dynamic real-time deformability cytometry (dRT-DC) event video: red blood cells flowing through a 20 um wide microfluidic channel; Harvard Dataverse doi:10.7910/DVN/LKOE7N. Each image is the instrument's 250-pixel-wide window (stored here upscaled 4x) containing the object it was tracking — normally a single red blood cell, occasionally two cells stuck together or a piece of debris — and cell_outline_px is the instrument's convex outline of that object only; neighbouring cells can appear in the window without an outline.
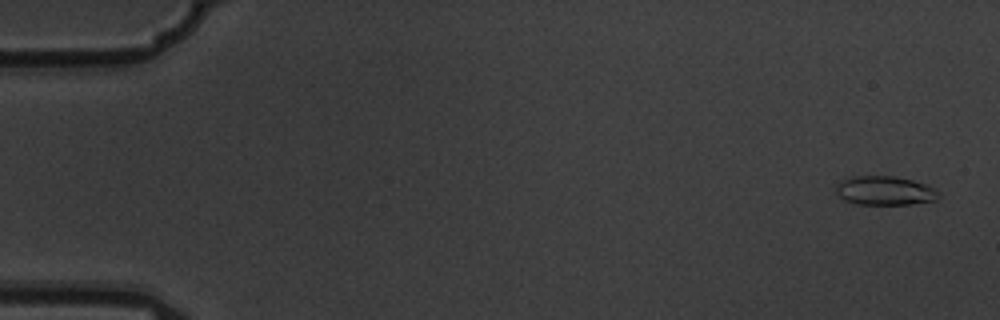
{"species": "common noctule bat (a hibernating species)", "species_latin": "Nyctalus noctula", "temperature_condition": "warm", "stored_images_in_passage": 9, "camera_frame_rate_fps": 3000, "um_per_image_px": 0.085, "animal": {"sex": "male", "body_mass_g": 19.5, "forearm_length_mm": 54.6}, "frame": {"image": 1, "passage_image": 1, "time_ms": 0.0, "image_size_px": [1000, 320], "cell_outline_px": [[940, 196], [936, 200], [908, 204], [856, 204], [844, 200], [836, 192], [836, 184], [852, 176], [892, 176], [912, 180], [928, 184], [936, 188], [940, 192]], "centroid_in_image_um": [75.25, 16.2], "position_along_channel_um": 9.7, "area_um2": 17.4}}
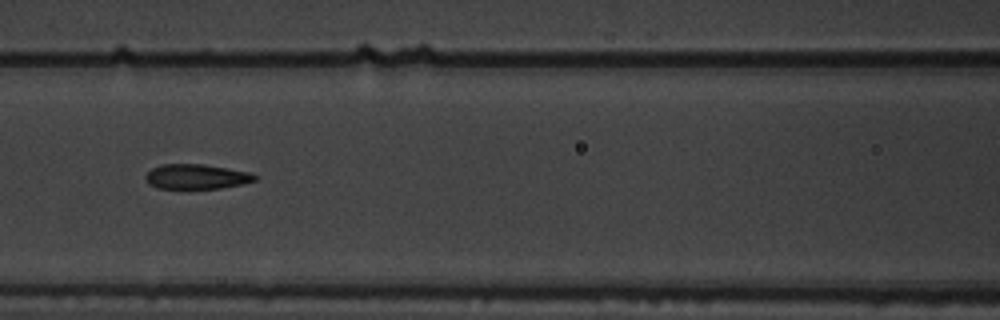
{"frame": {"image": 2, "passage_image": 7, "time_ms": 2.0, "image_size_px": [1000, 320], "cell_outline_px": [[256, 180], [244, 184], [220, 188], [156, 188], [148, 184], [144, 176], [152, 168], [160, 164], [200, 164], [228, 168], [252, 172], [256, 176]], "centroid_in_image_um": [16.69, 15.01], "position_along_channel_um": 149.9, "area_um2": 15.9}}
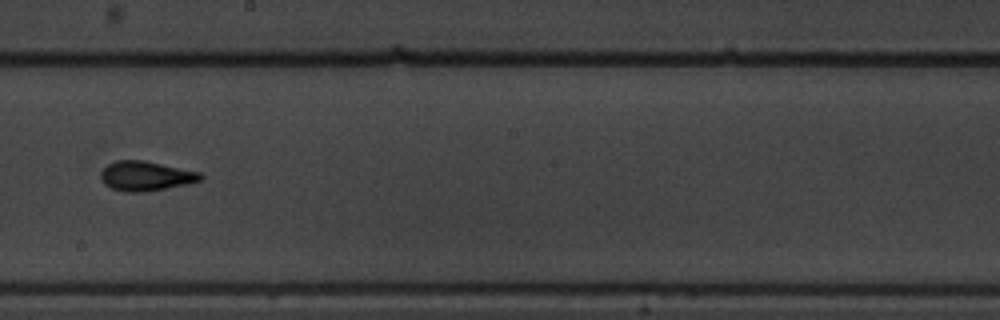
{"frame": {"image": 3, "passage_image": 9, "time_ms": 2.667, "image_size_px": [1000, 320], "cell_outline_px": [[204, 176], [200, 180], [184, 184], [164, 188], [140, 192], [124, 192], [112, 188], [104, 184], [100, 176], [100, 172], [108, 164], [116, 160], [144, 160], [200, 172]], "centroid_in_image_um": [12.35, 14.94], "position_along_channel_um": 235.8, "area_um2": 16.99}}